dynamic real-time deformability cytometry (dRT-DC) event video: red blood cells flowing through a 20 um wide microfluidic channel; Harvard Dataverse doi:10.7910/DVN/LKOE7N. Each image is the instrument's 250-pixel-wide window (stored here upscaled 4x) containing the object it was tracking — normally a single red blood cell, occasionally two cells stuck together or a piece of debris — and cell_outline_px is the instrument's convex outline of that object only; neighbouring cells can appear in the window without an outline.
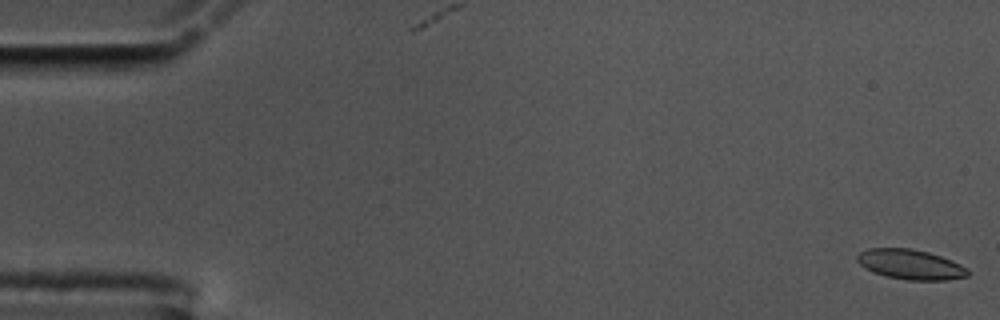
{"species": "common noctule bat (a hibernating species)", "species_latin": "Nyctalus noctula", "temperature_condition": "cold", "stored_images_in_passage": 56, "camera_frame_rate_fps": 3000, "um_per_image_px": 0.085, "animal": {"sex": "male", "body_mass_g": 17.5, "forearm_length_mm": 52.3}, "frame": {"image": 1, "passage_image": 1, "time_ms": 0.0, "image_size_px": [1000, 320], "cell_outline_px": [[968, 276], [948, 280], [908, 280], [884, 276], [872, 272], [860, 264], [856, 260], [856, 256], [860, 252], [868, 248], [912, 248], [928, 252], [940, 256], [960, 264], [968, 268]], "centroid_in_image_um": [77.37, 22.48], "position_along_channel_um": 7.6, "area_um2": 19.36}}
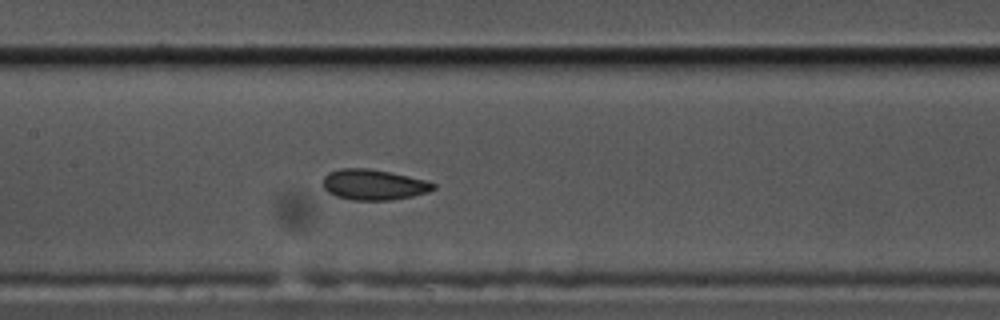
{"frame": {"image": 2, "passage_image": 27, "time_ms": 8.667, "image_size_px": [1000, 320], "cell_outline_px": [[436, 188], [428, 192], [412, 196], [392, 200], [352, 200], [336, 196], [328, 192], [324, 188], [324, 176], [328, 172], [340, 168], [368, 168], [408, 176], [424, 180], [436, 184]], "centroid_in_image_um": [31.75, 15.7], "position_along_channel_um": 175.7, "area_um2": 19.59}}
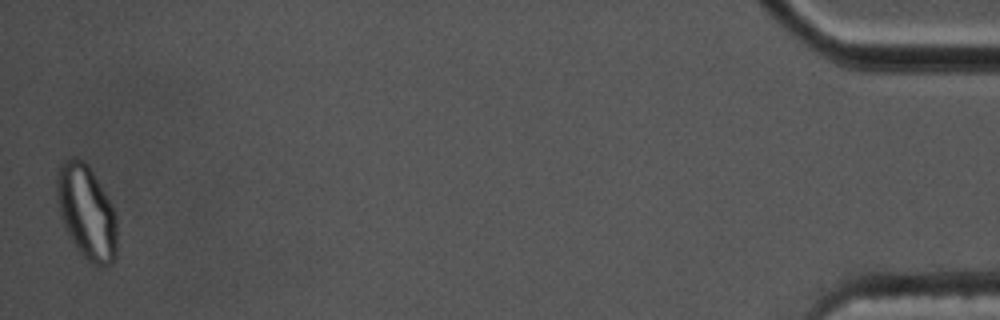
{"frame": {"image": 3, "passage_image": 56, "time_ms": 18.333, "image_size_px": [1000, 320], "cell_outline_px": [[116, 256], [112, 264], [100, 268], [88, 260], [76, 248], [68, 236], [64, 228], [60, 216], [56, 200], [56, 176], [60, 164], [68, 156], [72, 156], [84, 160], [88, 164], [104, 192], [116, 216]], "centroid_in_image_um": [7.32, 18.02], "position_along_channel_um": 427.9, "area_um2": 33.29}, "authors_computed_cell_mechanics": {"area_um2": 19.7387, "velocity_mm_per_s": 3.5614, "shape_relaxation_time_tau1_ms": null, "shape_relaxation_time_tau2_ms": 2.2261, "deformation_change_tau1": null, "deformation_change_tau2": 0.0549}}